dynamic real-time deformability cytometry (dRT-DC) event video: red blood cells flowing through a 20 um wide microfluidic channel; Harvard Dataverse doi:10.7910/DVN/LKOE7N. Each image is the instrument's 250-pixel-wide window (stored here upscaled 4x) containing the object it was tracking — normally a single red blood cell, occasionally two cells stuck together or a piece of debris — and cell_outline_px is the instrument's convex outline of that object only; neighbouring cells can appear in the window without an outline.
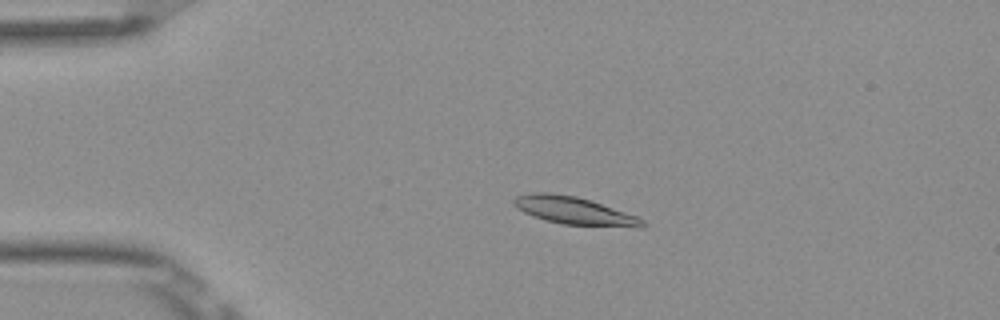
{"species": "Egyptian fruit bat (a non-hibernating species)", "species_latin": "Rousettus aegyptiacus", "temperature_condition": "room temperature", "stored_images_in_passage": 52, "camera_frame_rate_fps": 3000, "um_per_image_px": 0.085, "frame": {"image": 1, "passage_image": 11, "time_ms": 3.333, "image_size_px": [1000, 320], "cell_outline_px": [[648, 224], [644, 228], [636, 228], [564, 224], [544, 220], [532, 216], [516, 208], [512, 204], [512, 200], [516, 196], [528, 192], [548, 192], [576, 196], [636, 216], [644, 220]], "centroid_in_image_um": [48.78, 17.92], "position_along_channel_um": 36.2, "area_um2": 20.87}}
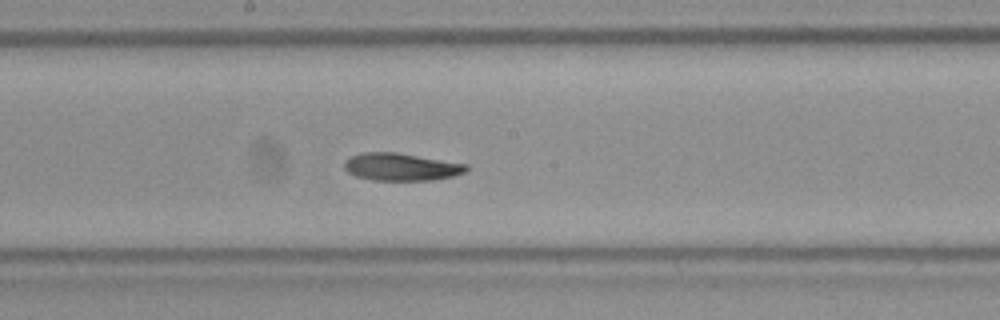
{"frame": {"image": 2, "passage_image": 28, "time_ms": 9.0, "image_size_px": [1000, 320], "cell_outline_px": [[468, 168], [464, 172], [452, 176], [432, 180], [372, 180], [356, 176], [348, 172], [344, 168], [344, 160], [360, 152], [396, 152], [468, 164]], "centroid_in_image_um": [34.07, 14.18], "position_along_channel_um": 214.1, "area_um2": 19.54}}
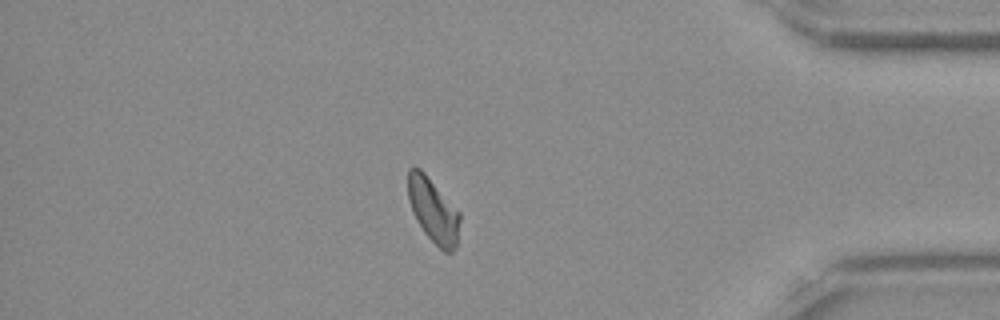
{"frame": {"image": 3, "passage_image": 45, "time_ms": 14.667, "image_size_px": [1000, 320], "cell_outline_px": [[460, 220], [456, 248], [452, 252], [444, 252], [424, 232], [416, 220], [412, 212], [408, 200], [408, 168], [412, 164], [420, 168], [424, 172], [460, 212]], "centroid_in_image_um": [36.81, 17.86], "position_along_channel_um": 398.4, "area_um2": 19.54}, "authors_computed_cell_mechanics": {"area_um2": 19.7965, "velocity_mm_per_s": 3.8439, "shape_relaxation_time_tau1_ms": 4.9941, "shape_relaxation_time_tau2_ms": 4.239, "deformation_change_tau1": 0.1493, "deformation_change_tau2": 0.1033}}